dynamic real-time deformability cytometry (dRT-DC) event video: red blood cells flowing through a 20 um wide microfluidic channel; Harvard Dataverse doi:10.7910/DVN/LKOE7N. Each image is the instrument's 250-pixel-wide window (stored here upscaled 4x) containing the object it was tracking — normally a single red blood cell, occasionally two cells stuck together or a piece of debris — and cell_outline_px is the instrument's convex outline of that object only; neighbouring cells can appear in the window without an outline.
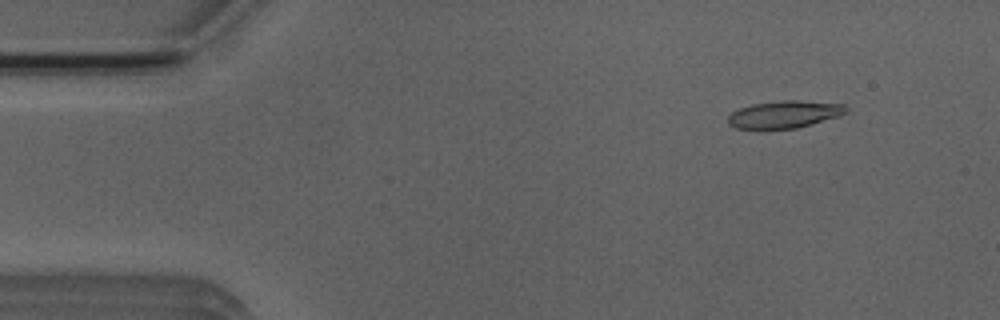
{"species": "Egyptian fruit bat (a non-hibernating species)", "species_latin": "Rousettus aegyptiacus", "temperature_condition": "room temperature", "stored_images_in_passage": 5, "camera_frame_rate_fps": 3000, "um_per_image_px": 0.085, "animal": {"sex": "male"}, "frame": {"image": 1, "passage_image": 2, "time_ms": 1.333, "image_size_px": [1000, 320], "cell_outline_px": [[848, 112], [840, 116], [796, 128], [764, 132], [760, 132], [736, 128], [728, 124], [728, 116], [732, 112], [740, 108], [752, 104], [784, 100], [800, 100], [844, 104], [848, 108]], "centroid_in_image_um": [66.63, 9.77], "position_along_channel_um": 18.4, "area_um2": 19.59}}
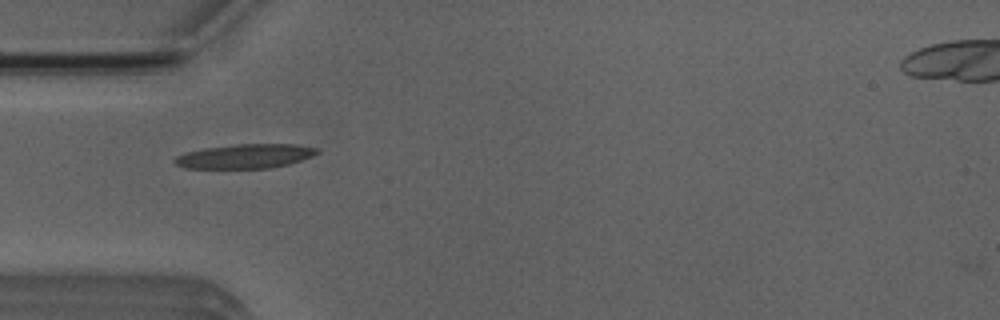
{"frame": {"image": 2, "passage_image": 5, "time_ms": 4.667, "image_size_px": [1000, 320], "cell_outline_px": [[320, 152], [312, 156], [288, 164], [268, 168], [184, 168], [176, 164], [172, 160], [176, 156], [184, 152], [204, 148], [236, 144], [296, 144], [320, 148]], "centroid_in_image_um": [20.83, 13.27], "position_along_channel_um": 64.2, "area_um2": 20.23}}